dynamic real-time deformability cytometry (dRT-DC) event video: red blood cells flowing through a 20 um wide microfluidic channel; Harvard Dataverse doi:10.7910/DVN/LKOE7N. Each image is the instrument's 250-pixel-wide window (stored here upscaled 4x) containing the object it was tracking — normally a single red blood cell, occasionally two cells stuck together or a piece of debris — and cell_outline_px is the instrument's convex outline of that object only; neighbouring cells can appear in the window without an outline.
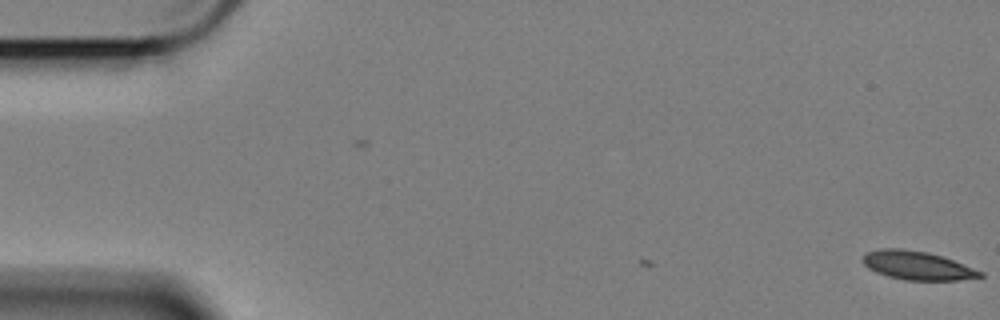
{"species": "Egyptian fruit bat (a non-hibernating species)", "species_latin": "Rousettus aegyptiacus", "temperature_condition": "cold", "stored_images_in_passage": 5, "camera_frame_rate_fps": 3000, "um_per_image_px": 0.085, "animal": {"sex": "female"}, "frame": {"image": 1, "passage_image": 5, "time_ms": 1.333, "image_size_px": [1000, 320], "cell_outline_px": [[984, 276], [956, 280], [904, 280], [888, 276], [876, 272], [868, 268], [860, 260], [864, 252], [880, 248], [900, 248], [928, 252], [952, 260], [984, 272]], "centroid_in_image_um": [77.89, 22.55], "position_along_channel_um": 7.1, "area_um2": 19.59}}